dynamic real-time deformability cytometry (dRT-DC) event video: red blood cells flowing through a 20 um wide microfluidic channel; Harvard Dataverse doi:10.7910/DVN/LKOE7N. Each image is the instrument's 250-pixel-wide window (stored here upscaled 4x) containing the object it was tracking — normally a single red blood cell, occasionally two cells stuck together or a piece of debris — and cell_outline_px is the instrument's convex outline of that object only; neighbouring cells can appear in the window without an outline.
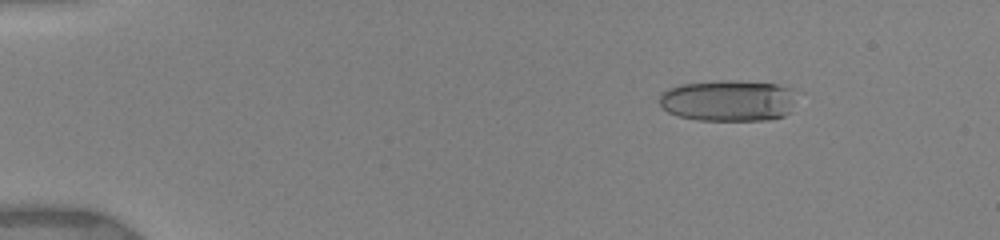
{"species": "human", "species_latin": "Homo sapiens", "temperature_condition": "warm", "stored_images_in_passage": 48, "camera_frame_rate_fps": 3000, "um_per_image_px": 0.085, "donor": {"sex": "female"}, "frame": {"image": 1, "passage_image": 7, "time_ms": 2.0, "image_size_px": [1000, 240], "cell_outline_px": [[796, 92], [788, 112], [784, 116], [768, 120], [700, 120], [676, 116], [668, 112], [660, 104], [660, 92], [668, 88], [680, 84], [720, 80], [736, 80], [776, 84], [792, 88]], "centroid_in_image_um": [61.87, 8.54], "position_along_channel_um": 23.1, "area_um2": 33.23}}
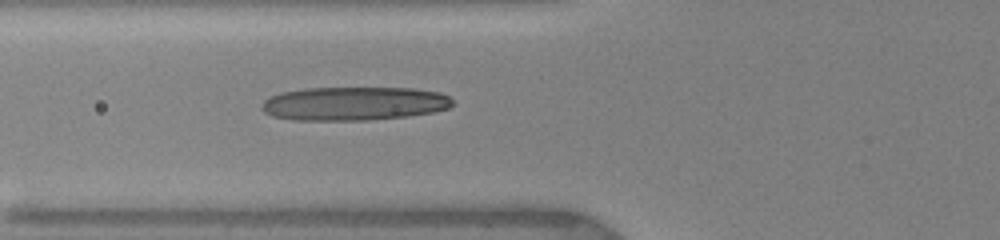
{"frame": {"image": 2, "passage_image": 22, "time_ms": 6.333, "image_size_px": [1000, 240], "cell_outline_px": [[452, 104], [448, 108], [432, 112], [408, 116], [364, 120], [292, 120], [272, 116], [264, 112], [260, 108], [264, 100], [280, 92], [308, 88], [412, 88], [440, 92], [448, 96], [452, 100]], "centroid_in_image_um": [30.06, 8.8], "position_along_channel_um": 95.7, "area_um2": 37.4}}
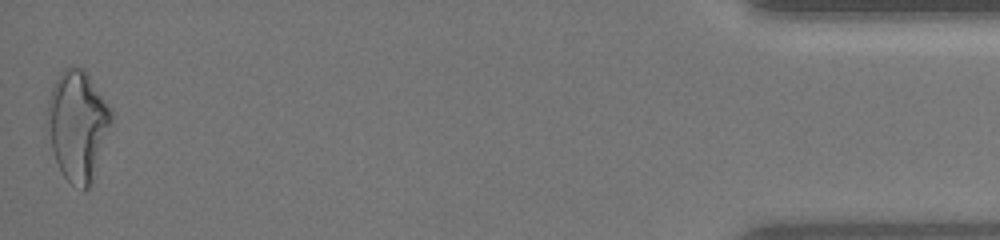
{"frame": {"image": 3, "passage_image": 48, "time_ms": 16.667, "image_size_px": [1000, 240], "cell_outline_px": [[112, 124], [88, 188], [84, 192], [72, 184], [60, 172], [52, 148], [48, 124], [48, 96], [52, 84], [60, 72], [64, 68], [84, 68], [88, 72], [112, 108]], "centroid_in_image_um": [6.62, 10.6], "position_along_channel_um": 428.6, "area_um2": 40.86}, "authors_computed_cell_mechanics": {"area_um2": 35.4314, "velocity_mm_per_s": 3.9721, "shape_relaxation_time_tau1_ms": null, "shape_relaxation_time_tau2_ms": 1.6321, "deformation_change_tau1": null, "deformation_change_tau2": 0.1263}}